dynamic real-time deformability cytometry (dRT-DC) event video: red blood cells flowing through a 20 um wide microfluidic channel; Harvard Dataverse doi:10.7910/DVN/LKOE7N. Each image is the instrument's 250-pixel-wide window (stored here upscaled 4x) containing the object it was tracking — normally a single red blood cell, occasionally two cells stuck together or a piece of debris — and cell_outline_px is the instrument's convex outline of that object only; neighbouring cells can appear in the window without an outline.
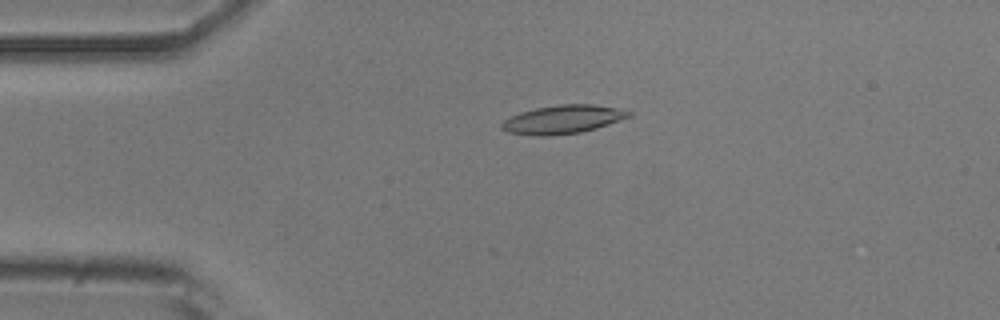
{"species": "common noctule bat (a hibernating species)", "species_latin": "Nyctalus noctula", "temperature_condition": "room temperature", "stored_images_in_passage": 5, "camera_frame_rate_fps": 3000, "um_per_image_px": 0.085, "animal": {"sex": "male", "body_mass_g": 20.5, "forearm_length_mm": 52.5}, "frame": {"image": 1, "passage_image": 3, "time_ms": 0.667, "image_size_px": [1000, 320], "cell_outline_px": [[632, 116], [596, 128], [580, 132], [552, 136], [540, 136], [508, 132], [500, 128], [500, 124], [504, 120], [520, 112], [536, 108], [560, 104], [592, 104], [616, 108], [632, 112]], "centroid_in_image_um": [47.83, 10.15], "position_along_channel_um": 37.2, "area_um2": 20.98}}
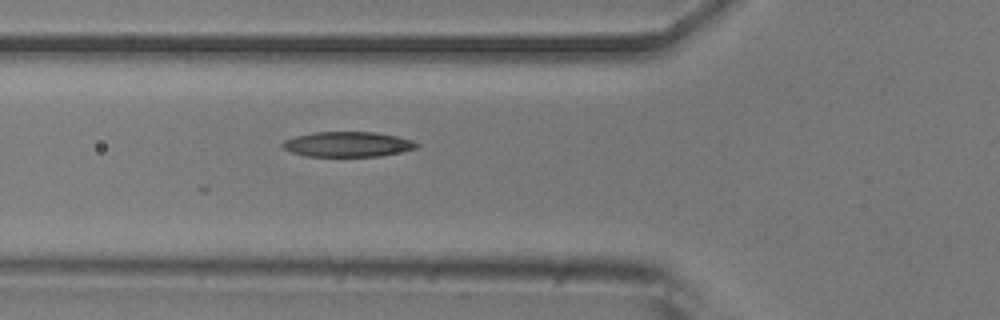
{"frame": {"image": 2, "passage_image": 5, "time_ms": 1.333, "image_size_px": [1000, 320], "cell_outline_px": [[420, 148], [380, 156], [308, 156], [292, 152], [284, 148], [280, 144], [284, 140], [296, 136], [316, 132], [376, 132], [396, 136], [412, 140], [420, 144]], "centroid_in_image_um": [29.6, 12.26], "position_along_channel_um": 96.2, "area_um2": 19.59}}